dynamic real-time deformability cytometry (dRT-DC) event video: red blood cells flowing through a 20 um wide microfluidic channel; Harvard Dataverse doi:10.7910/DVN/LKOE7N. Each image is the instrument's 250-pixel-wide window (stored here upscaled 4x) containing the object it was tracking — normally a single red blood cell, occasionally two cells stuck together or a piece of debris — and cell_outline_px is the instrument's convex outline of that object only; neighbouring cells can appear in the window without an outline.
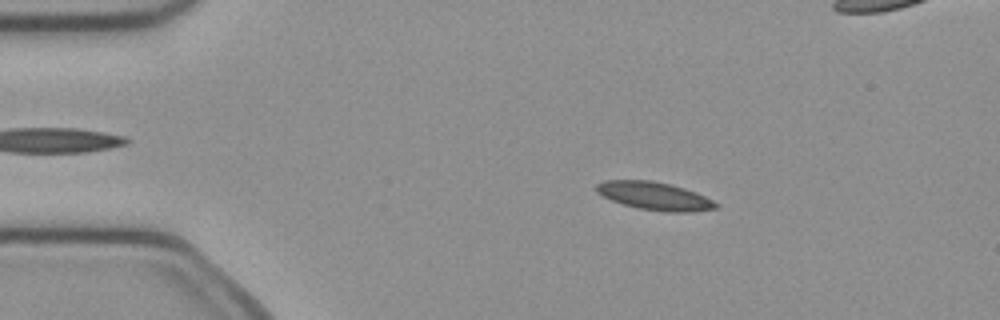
{"species": "common noctule bat (a hibernating species)", "species_latin": "Nyctalus noctula", "temperature_condition": "cold", "stored_images_in_passage": 52, "camera_frame_rate_fps": 3000, "um_per_image_px": 0.085, "animal": {"sex": "female", "body_mass_g": 21.9}, "frame": {"image": 1, "passage_image": 9, "time_ms": 2.667, "image_size_px": [1000, 320], "cell_outline_px": [[720, 208], [692, 212], [668, 212], [636, 208], [612, 200], [596, 192], [596, 184], [604, 180], [652, 180], [684, 188], [696, 192], [720, 204]], "centroid_in_image_um": [55.67, 16.66], "position_along_channel_um": 29.3, "area_um2": 19.54}}
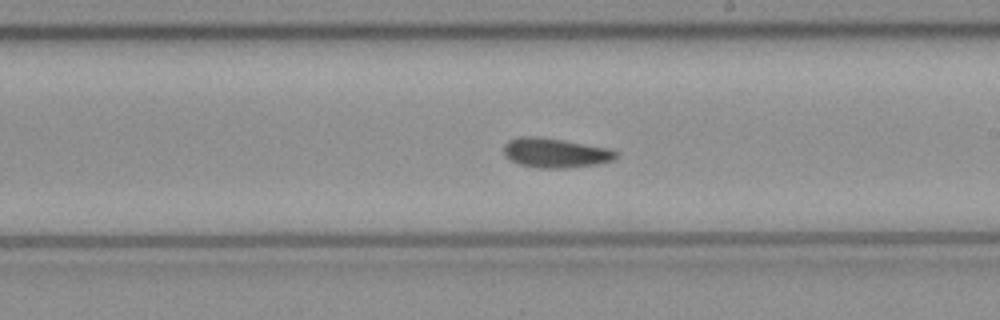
{"frame": {"image": 2, "passage_image": 29, "time_ms": 9.333, "image_size_px": [1000, 320], "cell_outline_px": [[620, 152], [616, 160], [596, 164], [568, 168], [536, 168], [520, 164], [504, 156], [504, 144], [508, 140], [516, 136], [540, 136], [564, 140], [608, 148]], "centroid_in_image_um": [47.21, 12.98], "position_along_channel_um": 241.8, "area_um2": 19.65}}
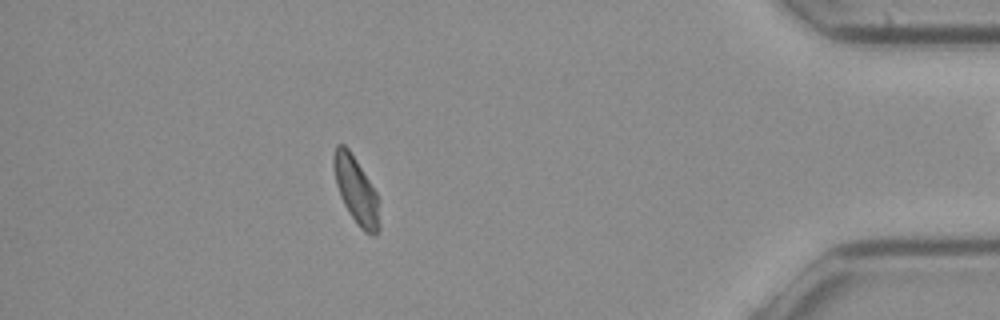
{"frame": {"image": 3, "passage_image": 45, "time_ms": 14.667, "image_size_px": [1000, 320], "cell_outline_px": [[380, 228], [376, 236], [372, 236], [364, 232], [360, 228], [344, 204], [340, 196], [336, 184], [332, 164], [332, 156], [336, 144], [344, 144], [348, 148], [380, 196]], "centroid_in_image_um": [30.3, 16.2], "position_along_channel_um": 404.9, "area_um2": 18.32}, "authors_computed_cell_mechanics": {"area_um2": 18.7561, "velocity_mm_per_s": 4.0069, "shape_relaxation_time_tau1_ms": null, "shape_relaxation_time_tau2_ms": 6.5926, "deformation_change_tau1": null, "deformation_change_tau2": 0.1282}}